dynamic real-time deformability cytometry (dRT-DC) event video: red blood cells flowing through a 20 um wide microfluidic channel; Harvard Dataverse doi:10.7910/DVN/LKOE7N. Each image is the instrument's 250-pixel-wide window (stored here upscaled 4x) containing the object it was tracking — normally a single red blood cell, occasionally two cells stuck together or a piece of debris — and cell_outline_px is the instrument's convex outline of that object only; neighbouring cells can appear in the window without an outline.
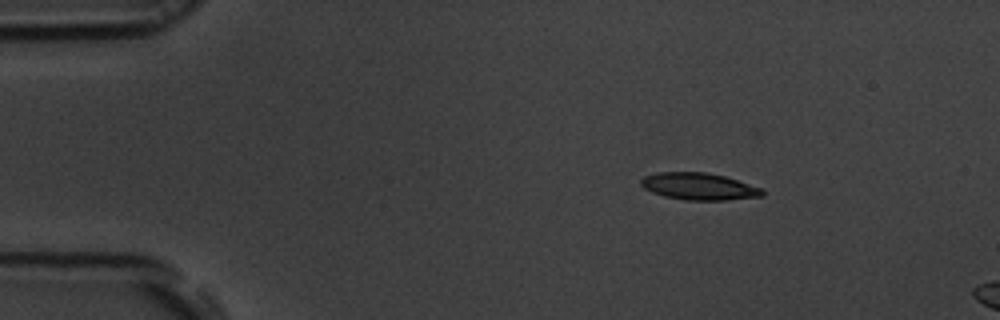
{"species": "common noctule bat (a hibernating species)", "species_latin": "Nyctalus noctula", "temperature_condition": "room temperature", "stored_images_in_passage": 8, "camera_frame_rate_fps": 3000, "um_per_image_px": 0.085, "animal": {"sex": "male", "body_mass_g": 19.5, "forearm_length_mm": 54.6}, "frame": {"image": 1, "passage_image": 1, "time_ms": 0.0, "image_size_px": [1000, 320], "cell_outline_px": [[764, 196], [728, 200], [684, 200], [664, 196], [652, 192], [644, 188], [640, 184], [640, 180], [644, 176], [656, 172], [704, 172], [724, 176], [764, 188]], "centroid_in_image_um": [59.42, 15.85], "position_along_channel_um": 25.6, "area_um2": 19.25}}